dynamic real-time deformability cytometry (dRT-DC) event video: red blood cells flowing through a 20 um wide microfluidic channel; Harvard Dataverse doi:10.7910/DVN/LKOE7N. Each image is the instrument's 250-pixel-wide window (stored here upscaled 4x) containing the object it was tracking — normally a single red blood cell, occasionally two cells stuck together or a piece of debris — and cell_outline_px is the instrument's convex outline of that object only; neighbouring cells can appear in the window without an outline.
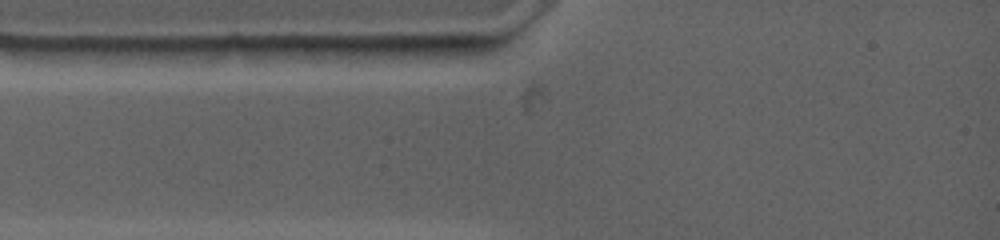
{"species": "common noctule bat (a hibernating species)", "species_latin": "Nyctalus noctula", "temperature_condition": "warm", "stored_images_in_passage": 3, "camera_frame_rate_fps": 4500, "um_per_image_px": 0.085, "animal": {"sex": "female", "body_mass_g": 19.0, "forearm_length_mm": 53.3}, "frame": {"image": 1, "passage_image": 1, "time_ms": 0.0, "image_size_px": [1000, 240], "cell_outline_px": [[452, 44], [448, 48], [428, 60], [312, 56], [304, 48], [404, 44]], "centroid_in_image_um": [32.5, 4.37], "position_along_channel_um": 52.5, "area_um2": 12.25}}